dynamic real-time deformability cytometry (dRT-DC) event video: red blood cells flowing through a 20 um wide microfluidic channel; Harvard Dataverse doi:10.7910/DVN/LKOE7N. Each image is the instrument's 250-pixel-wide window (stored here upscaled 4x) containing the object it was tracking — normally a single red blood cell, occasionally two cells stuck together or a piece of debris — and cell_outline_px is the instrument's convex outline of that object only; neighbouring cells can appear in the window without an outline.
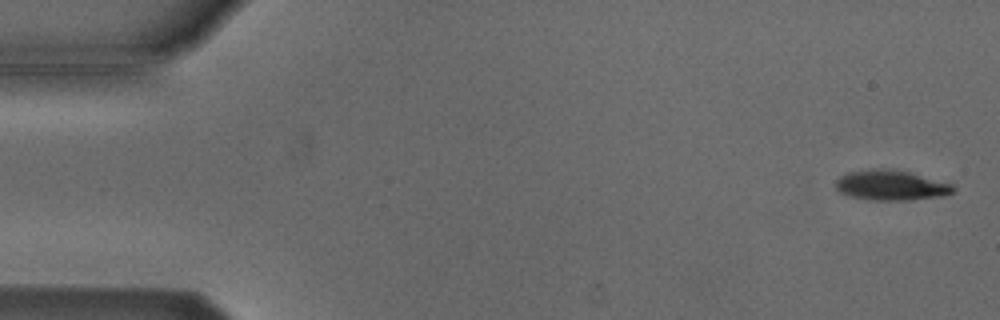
{"species": "Egyptian fruit bat (a non-hibernating species)", "species_latin": "Rousettus aegyptiacus", "temperature_condition": "cold", "stored_images_in_passage": 54, "camera_frame_rate_fps": 3000, "um_per_image_px": 0.085, "animal": {"sex": "male"}, "frame": {"image": 1, "passage_image": 2, "time_ms": 0.333, "image_size_px": [1000, 320], "cell_outline_px": [[956, 188], [952, 192], [944, 196], [908, 200], [876, 200], [852, 196], [840, 192], [836, 188], [836, 180], [840, 176], [848, 172], [876, 168], [884, 168], [908, 172], [952, 184]], "centroid_in_image_um": [75.74, 15.74], "position_along_channel_um": 9.3, "area_um2": 20.35}}
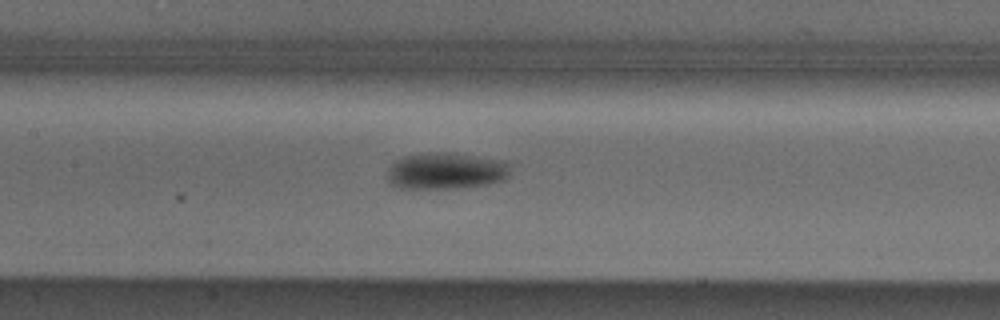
{"frame": {"image": 2, "passage_image": 25, "time_ms": 8.0, "image_size_px": [1000, 320], "cell_outline_px": [[508, 176], [504, 180], [488, 184], [456, 188], [400, 188], [392, 184], [384, 176], [388, 168], [396, 160], [404, 156], [424, 152], [452, 152], [504, 160], [508, 164]], "centroid_in_image_um": [37.87, 14.51], "position_along_channel_um": 169.5, "area_um2": 26.53}}
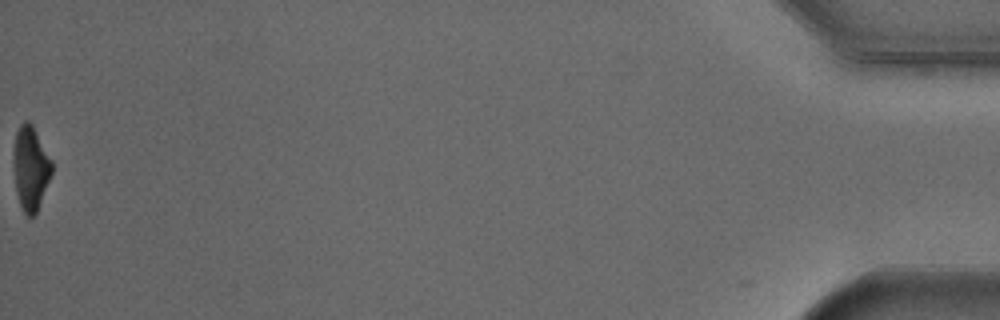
{"frame": {"image": 3, "passage_image": 54, "time_ms": 17.667, "image_size_px": [1000, 320], "cell_outline_px": [[52, 172], [36, 212], [32, 216], [28, 216], [24, 212], [20, 204], [16, 192], [12, 160], [12, 152], [16, 132], [20, 124], [24, 120], [28, 120], [32, 124], [52, 160]], "centroid_in_image_um": [2.57, 14.23], "position_along_channel_um": 432.6, "area_um2": 18.79}, "authors_computed_cell_mechanics": {"area_um2": 21.9929, "velocity_mm_per_s": 3.8322, "shape_relaxation_time_tau1_ms": 2.4784, "shape_relaxation_time_tau2_ms": null, "deformation_change_tau1": 0.0923, "deformation_change_tau2": null}}